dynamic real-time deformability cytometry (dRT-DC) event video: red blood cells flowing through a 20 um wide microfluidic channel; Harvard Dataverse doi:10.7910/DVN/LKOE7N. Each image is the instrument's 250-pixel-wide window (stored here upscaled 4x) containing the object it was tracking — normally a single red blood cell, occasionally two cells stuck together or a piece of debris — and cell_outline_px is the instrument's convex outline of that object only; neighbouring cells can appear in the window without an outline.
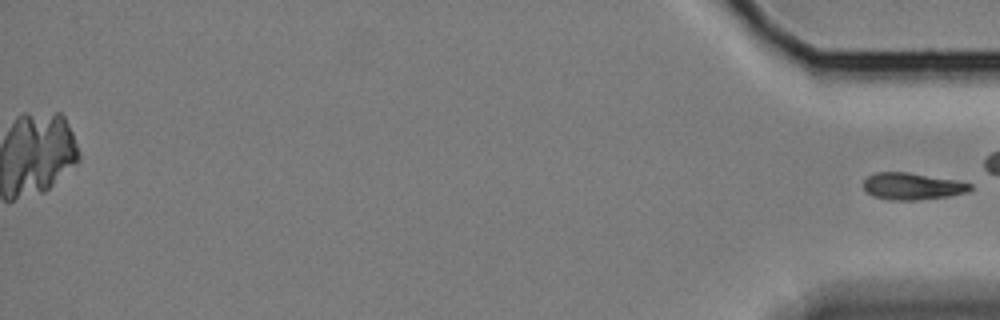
{"species": "Egyptian fruit bat (a non-hibernating species)", "species_latin": "Rousettus aegyptiacus", "temperature_condition": "cold", "stored_images_in_passage": 43, "camera_frame_rate_fps": 3000, "um_per_image_px": 0.085, "animal": {"sex": "female"}, "frame": {"image": 1, "passage_image": 43, "time_ms": 14.0, "image_size_px": [1000, 320], "cell_outline_px": [[972, 188], [968, 192], [948, 196], [916, 200], [888, 200], [872, 196], [864, 188], [864, 180], [868, 176], [876, 172], [908, 172], [956, 180], [972, 184]], "centroid_in_image_um": [77.54, 15.83], "position_along_channel_um": 357.7, "area_um2": 16.7}}